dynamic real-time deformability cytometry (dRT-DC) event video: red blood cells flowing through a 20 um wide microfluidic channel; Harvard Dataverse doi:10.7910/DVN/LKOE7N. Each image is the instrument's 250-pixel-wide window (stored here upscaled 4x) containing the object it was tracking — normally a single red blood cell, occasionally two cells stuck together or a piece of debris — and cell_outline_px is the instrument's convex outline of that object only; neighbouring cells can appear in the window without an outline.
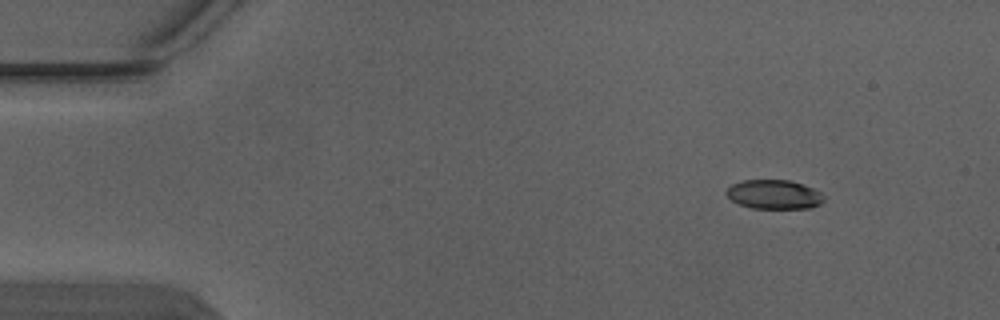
{"species": "Egyptian fruit bat (a non-hibernating species)", "species_latin": "Rousettus aegyptiacus", "temperature_condition": "warm", "stored_images_in_passage": 7, "camera_frame_rate_fps": 3000, "um_per_image_px": 0.085, "animal": {"sex": "male"}, "frame": {"image": 1, "passage_image": 2, "time_ms": 0.333, "image_size_px": [1000, 320], "cell_outline_px": [[824, 200], [820, 204], [808, 208], [752, 208], [740, 204], [732, 200], [724, 192], [732, 184], [744, 180], [788, 180], [812, 188], [820, 192], [824, 196]], "centroid_in_image_um": [65.78, 16.53], "position_along_channel_um": 19.2, "area_um2": 16.36}}
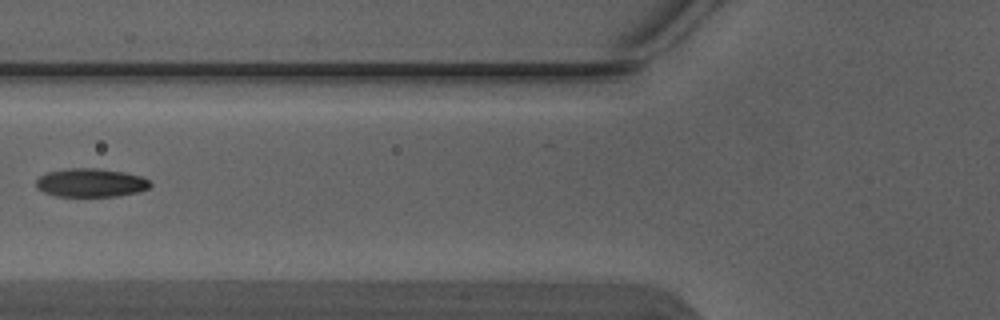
{"frame": {"image": 2, "passage_image": 6, "time_ms": 1.667, "image_size_px": [1000, 320], "cell_outline_px": [[152, 184], [148, 188], [140, 192], [116, 196], [56, 196], [44, 192], [36, 188], [36, 180], [40, 176], [48, 172], [64, 168], [96, 168], [124, 172], [140, 176], [148, 180]], "centroid_in_image_um": [7.7, 15.53], "position_along_channel_um": 118.1, "area_um2": 19.02}}